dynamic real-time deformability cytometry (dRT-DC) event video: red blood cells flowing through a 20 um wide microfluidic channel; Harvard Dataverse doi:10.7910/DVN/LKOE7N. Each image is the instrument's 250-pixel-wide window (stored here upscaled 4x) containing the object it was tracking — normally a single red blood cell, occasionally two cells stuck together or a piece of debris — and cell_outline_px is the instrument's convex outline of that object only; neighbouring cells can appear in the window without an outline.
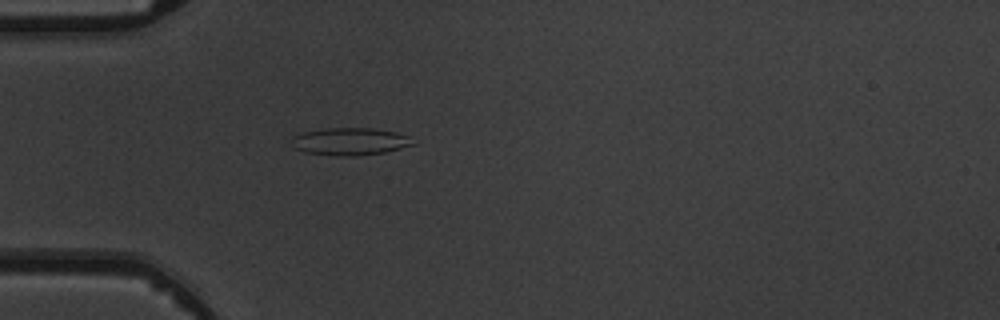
{"species": "common noctule bat (a hibernating species)", "species_latin": "Nyctalus noctula", "temperature_condition": "warm", "stored_images_in_passage": 4, "camera_frame_rate_fps": 3000, "um_per_image_px": 0.085, "animal": {"sex": "male", "body_mass_g": 19.5, "forearm_length_mm": 54.6}, "frame": {"image": 1, "passage_image": 4, "time_ms": 4.333, "image_size_px": [1000, 320], "cell_outline_px": [[416, 144], [384, 152], [356, 156], [332, 156], [304, 152], [296, 148], [288, 140], [292, 136], [300, 132], [328, 128], [372, 128], [396, 132], [408, 136]], "centroid_in_image_um": [29.69, 12.03], "position_along_channel_um": 55.3, "area_um2": 19.59}}